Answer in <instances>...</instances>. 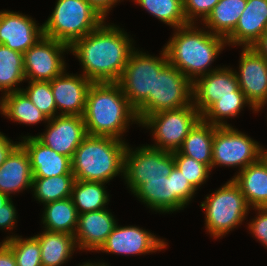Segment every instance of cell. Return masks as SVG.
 Segmentation results:
<instances>
[{
    "label": "cell",
    "mask_w": 267,
    "mask_h": 266,
    "mask_svg": "<svg viewBox=\"0 0 267 266\" xmlns=\"http://www.w3.org/2000/svg\"><path fill=\"white\" fill-rule=\"evenodd\" d=\"M192 103V82L176 67L167 64L155 75L154 93L136 109L140 123L164 110L180 109Z\"/></svg>",
    "instance_id": "cell-7"
},
{
    "label": "cell",
    "mask_w": 267,
    "mask_h": 266,
    "mask_svg": "<svg viewBox=\"0 0 267 266\" xmlns=\"http://www.w3.org/2000/svg\"><path fill=\"white\" fill-rule=\"evenodd\" d=\"M253 47L267 60V30Z\"/></svg>",
    "instance_id": "cell-45"
},
{
    "label": "cell",
    "mask_w": 267,
    "mask_h": 266,
    "mask_svg": "<svg viewBox=\"0 0 267 266\" xmlns=\"http://www.w3.org/2000/svg\"><path fill=\"white\" fill-rule=\"evenodd\" d=\"M258 215L248 224L251 234L267 248V207L253 208Z\"/></svg>",
    "instance_id": "cell-40"
},
{
    "label": "cell",
    "mask_w": 267,
    "mask_h": 266,
    "mask_svg": "<svg viewBox=\"0 0 267 266\" xmlns=\"http://www.w3.org/2000/svg\"><path fill=\"white\" fill-rule=\"evenodd\" d=\"M33 173L25 148L19 144L0 166V192L7 194L32 188Z\"/></svg>",
    "instance_id": "cell-22"
},
{
    "label": "cell",
    "mask_w": 267,
    "mask_h": 266,
    "mask_svg": "<svg viewBox=\"0 0 267 266\" xmlns=\"http://www.w3.org/2000/svg\"><path fill=\"white\" fill-rule=\"evenodd\" d=\"M127 146L124 156L125 182L133 193L146 179L168 177L175 162L173 153L156 149L148 144L132 150Z\"/></svg>",
    "instance_id": "cell-11"
},
{
    "label": "cell",
    "mask_w": 267,
    "mask_h": 266,
    "mask_svg": "<svg viewBox=\"0 0 267 266\" xmlns=\"http://www.w3.org/2000/svg\"><path fill=\"white\" fill-rule=\"evenodd\" d=\"M133 194L139 201L156 212L173 213L175 211L172 172L168 177L146 179Z\"/></svg>",
    "instance_id": "cell-24"
},
{
    "label": "cell",
    "mask_w": 267,
    "mask_h": 266,
    "mask_svg": "<svg viewBox=\"0 0 267 266\" xmlns=\"http://www.w3.org/2000/svg\"><path fill=\"white\" fill-rule=\"evenodd\" d=\"M45 133L35 136L41 143L72 159L88 135L83 116L57 115L47 121Z\"/></svg>",
    "instance_id": "cell-14"
},
{
    "label": "cell",
    "mask_w": 267,
    "mask_h": 266,
    "mask_svg": "<svg viewBox=\"0 0 267 266\" xmlns=\"http://www.w3.org/2000/svg\"><path fill=\"white\" fill-rule=\"evenodd\" d=\"M105 19L109 10L120 0H86Z\"/></svg>",
    "instance_id": "cell-43"
},
{
    "label": "cell",
    "mask_w": 267,
    "mask_h": 266,
    "mask_svg": "<svg viewBox=\"0 0 267 266\" xmlns=\"http://www.w3.org/2000/svg\"><path fill=\"white\" fill-rule=\"evenodd\" d=\"M44 36L43 26L19 12L0 11V44L25 53Z\"/></svg>",
    "instance_id": "cell-17"
},
{
    "label": "cell",
    "mask_w": 267,
    "mask_h": 266,
    "mask_svg": "<svg viewBox=\"0 0 267 266\" xmlns=\"http://www.w3.org/2000/svg\"><path fill=\"white\" fill-rule=\"evenodd\" d=\"M42 215L44 230L71 234L74 236L79 213L72 198L46 203Z\"/></svg>",
    "instance_id": "cell-27"
},
{
    "label": "cell",
    "mask_w": 267,
    "mask_h": 266,
    "mask_svg": "<svg viewBox=\"0 0 267 266\" xmlns=\"http://www.w3.org/2000/svg\"><path fill=\"white\" fill-rule=\"evenodd\" d=\"M20 144L29 155L33 177L73 175L71 158L59 154L34 136H23Z\"/></svg>",
    "instance_id": "cell-20"
},
{
    "label": "cell",
    "mask_w": 267,
    "mask_h": 266,
    "mask_svg": "<svg viewBox=\"0 0 267 266\" xmlns=\"http://www.w3.org/2000/svg\"><path fill=\"white\" fill-rule=\"evenodd\" d=\"M25 80L23 53L0 44V91L3 95L20 91L16 86Z\"/></svg>",
    "instance_id": "cell-31"
},
{
    "label": "cell",
    "mask_w": 267,
    "mask_h": 266,
    "mask_svg": "<svg viewBox=\"0 0 267 266\" xmlns=\"http://www.w3.org/2000/svg\"><path fill=\"white\" fill-rule=\"evenodd\" d=\"M22 91L48 119L59 115L50 81H29V86L25 89L22 88Z\"/></svg>",
    "instance_id": "cell-36"
},
{
    "label": "cell",
    "mask_w": 267,
    "mask_h": 266,
    "mask_svg": "<svg viewBox=\"0 0 267 266\" xmlns=\"http://www.w3.org/2000/svg\"><path fill=\"white\" fill-rule=\"evenodd\" d=\"M267 30V0H247L235 29L225 38L228 45L253 47Z\"/></svg>",
    "instance_id": "cell-21"
},
{
    "label": "cell",
    "mask_w": 267,
    "mask_h": 266,
    "mask_svg": "<svg viewBox=\"0 0 267 266\" xmlns=\"http://www.w3.org/2000/svg\"><path fill=\"white\" fill-rule=\"evenodd\" d=\"M172 185L175 192V211L183 210L197 191L175 166L172 170Z\"/></svg>",
    "instance_id": "cell-38"
},
{
    "label": "cell",
    "mask_w": 267,
    "mask_h": 266,
    "mask_svg": "<svg viewBox=\"0 0 267 266\" xmlns=\"http://www.w3.org/2000/svg\"><path fill=\"white\" fill-rule=\"evenodd\" d=\"M261 157L266 161V163H267V150H265V148L263 149V147H262V155H261Z\"/></svg>",
    "instance_id": "cell-48"
},
{
    "label": "cell",
    "mask_w": 267,
    "mask_h": 266,
    "mask_svg": "<svg viewBox=\"0 0 267 266\" xmlns=\"http://www.w3.org/2000/svg\"><path fill=\"white\" fill-rule=\"evenodd\" d=\"M247 0H219L203 21L209 32L226 38L236 27Z\"/></svg>",
    "instance_id": "cell-28"
},
{
    "label": "cell",
    "mask_w": 267,
    "mask_h": 266,
    "mask_svg": "<svg viewBox=\"0 0 267 266\" xmlns=\"http://www.w3.org/2000/svg\"><path fill=\"white\" fill-rule=\"evenodd\" d=\"M200 205L205 211V228L214 238H221L242 224L251 209L232 178L206 196Z\"/></svg>",
    "instance_id": "cell-6"
},
{
    "label": "cell",
    "mask_w": 267,
    "mask_h": 266,
    "mask_svg": "<svg viewBox=\"0 0 267 266\" xmlns=\"http://www.w3.org/2000/svg\"><path fill=\"white\" fill-rule=\"evenodd\" d=\"M132 40L123 29L104 21L69 48L92 83L118 82L135 49Z\"/></svg>",
    "instance_id": "cell-1"
},
{
    "label": "cell",
    "mask_w": 267,
    "mask_h": 266,
    "mask_svg": "<svg viewBox=\"0 0 267 266\" xmlns=\"http://www.w3.org/2000/svg\"><path fill=\"white\" fill-rule=\"evenodd\" d=\"M168 243L149 231L135 226H115L112 233L98 251L123 254L142 255L166 248Z\"/></svg>",
    "instance_id": "cell-16"
},
{
    "label": "cell",
    "mask_w": 267,
    "mask_h": 266,
    "mask_svg": "<svg viewBox=\"0 0 267 266\" xmlns=\"http://www.w3.org/2000/svg\"><path fill=\"white\" fill-rule=\"evenodd\" d=\"M151 15L174 29L188 25L183 0H133Z\"/></svg>",
    "instance_id": "cell-33"
},
{
    "label": "cell",
    "mask_w": 267,
    "mask_h": 266,
    "mask_svg": "<svg viewBox=\"0 0 267 266\" xmlns=\"http://www.w3.org/2000/svg\"><path fill=\"white\" fill-rule=\"evenodd\" d=\"M11 197L12 195L8 196L7 194L0 192V209L11 200Z\"/></svg>",
    "instance_id": "cell-46"
},
{
    "label": "cell",
    "mask_w": 267,
    "mask_h": 266,
    "mask_svg": "<svg viewBox=\"0 0 267 266\" xmlns=\"http://www.w3.org/2000/svg\"><path fill=\"white\" fill-rule=\"evenodd\" d=\"M219 0H183L184 14L189 24H195L198 18L204 21Z\"/></svg>",
    "instance_id": "cell-39"
},
{
    "label": "cell",
    "mask_w": 267,
    "mask_h": 266,
    "mask_svg": "<svg viewBox=\"0 0 267 266\" xmlns=\"http://www.w3.org/2000/svg\"><path fill=\"white\" fill-rule=\"evenodd\" d=\"M232 179L240 187L249 207H267V163L262 157L237 172Z\"/></svg>",
    "instance_id": "cell-23"
},
{
    "label": "cell",
    "mask_w": 267,
    "mask_h": 266,
    "mask_svg": "<svg viewBox=\"0 0 267 266\" xmlns=\"http://www.w3.org/2000/svg\"><path fill=\"white\" fill-rule=\"evenodd\" d=\"M0 266H17L12 250L3 241L0 243Z\"/></svg>",
    "instance_id": "cell-44"
},
{
    "label": "cell",
    "mask_w": 267,
    "mask_h": 266,
    "mask_svg": "<svg viewBox=\"0 0 267 266\" xmlns=\"http://www.w3.org/2000/svg\"><path fill=\"white\" fill-rule=\"evenodd\" d=\"M80 266H109V265H107V263H104V262H102V263H90V261L89 262H85V263H83V265H80Z\"/></svg>",
    "instance_id": "cell-47"
},
{
    "label": "cell",
    "mask_w": 267,
    "mask_h": 266,
    "mask_svg": "<svg viewBox=\"0 0 267 266\" xmlns=\"http://www.w3.org/2000/svg\"><path fill=\"white\" fill-rule=\"evenodd\" d=\"M92 82L84 75L64 71L50 81V87L59 115L83 116L87 92Z\"/></svg>",
    "instance_id": "cell-18"
},
{
    "label": "cell",
    "mask_w": 267,
    "mask_h": 266,
    "mask_svg": "<svg viewBox=\"0 0 267 266\" xmlns=\"http://www.w3.org/2000/svg\"><path fill=\"white\" fill-rule=\"evenodd\" d=\"M245 105H249L255 113L257 112L251 104L245 98L243 91L238 88L235 91V96H226L220 98L216 101L203 115L202 119L211 123L212 125L221 127V126H230L225 122V118L235 117L240 111L245 107ZM224 119V120H223Z\"/></svg>",
    "instance_id": "cell-34"
},
{
    "label": "cell",
    "mask_w": 267,
    "mask_h": 266,
    "mask_svg": "<svg viewBox=\"0 0 267 266\" xmlns=\"http://www.w3.org/2000/svg\"><path fill=\"white\" fill-rule=\"evenodd\" d=\"M3 242L12 250L17 266H42L41 248L35 236L24 239L10 235Z\"/></svg>",
    "instance_id": "cell-35"
},
{
    "label": "cell",
    "mask_w": 267,
    "mask_h": 266,
    "mask_svg": "<svg viewBox=\"0 0 267 266\" xmlns=\"http://www.w3.org/2000/svg\"><path fill=\"white\" fill-rule=\"evenodd\" d=\"M68 45L43 36L23 54L26 81H52L66 70L62 55Z\"/></svg>",
    "instance_id": "cell-12"
},
{
    "label": "cell",
    "mask_w": 267,
    "mask_h": 266,
    "mask_svg": "<svg viewBox=\"0 0 267 266\" xmlns=\"http://www.w3.org/2000/svg\"><path fill=\"white\" fill-rule=\"evenodd\" d=\"M214 132L215 125L201 118L190 130L178 151L211 168Z\"/></svg>",
    "instance_id": "cell-26"
},
{
    "label": "cell",
    "mask_w": 267,
    "mask_h": 266,
    "mask_svg": "<svg viewBox=\"0 0 267 266\" xmlns=\"http://www.w3.org/2000/svg\"><path fill=\"white\" fill-rule=\"evenodd\" d=\"M201 118L198 109L191 103L180 109L148 115L140 125L153 131L156 144L149 146L173 153L179 150L190 130Z\"/></svg>",
    "instance_id": "cell-8"
},
{
    "label": "cell",
    "mask_w": 267,
    "mask_h": 266,
    "mask_svg": "<svg viewBox=\"0 0 267 266\" xmlns=\"http://www.w3.org/2000/svg\"><path fill=\"white\" fill-rule=\"evenodd\" d=\"M75 181L74 175H61L53 177H33V196L36 201L43 204L70 198Z\"/></svg>",
    "instance_id": "cell-32"
},
{
    "label": "cell",
    "mask_w": 267,
    "mask_h": 266,
    "mask_svg": "<svg viewBox=\"0 0 267 266\" xmlns=\"http://www.w3.org/2000/svg\"><path fill=\"white\" fill-rule=\"evenodd\" d=\"M14 143L0 132V166L6 161L10 153L20 144V142Z\"/></svg>",
    "instance_id": "cell-42"
},
{
    "label": "cell",
    "mask_w": 267,
    "mask_h": 266,
    "mask_svg": "<svg viewBox=\"0 0 267 266\" xmlns=\"http://www.w3.org/2000/svg\"><path fill=\"white\" fill-rule=\"evenodd\" d=\"M17 211L12 199L0 209V228L13 230L16 224Z\"/></svg>",
    "instance_id": "cell-41"
},
{
    "label": "cell",
    "mask_w": 267,
    "mask_h": 266,
    "mask_svg": "<svg viewBox=\"0 0 267 266\" xmlns=\"http://www.w3.org/2000/svg\"><path fill=\"white\" fill-rule=\"evenodd\" d=\"M238 88L235 71L228 67H220L192 82V104L202 116L220 98L235 96Z\"/></svg>",
    "instance_id": "cell-15"
},
{
    "label": "cell",
    "mask_w": 267,
    "mask_h": 266,
    "mask_svg": "<svg viewBox=\"0 0 267 266\" xmlns=\"http://www.w3.org/2000/svg\"><path fill=\"white\" fill-rule=\"evenodd\" d=\"M1 98V114L14 122L32 125L49 120L22 90L6 93Z\"/></svg>",
    "instance_id": "cell-29"
},
{
    "label": "cell",
    "mask_w": 267,
    "mask_h": 266,
    "mask_svg": "<svg viewBox=\"0 0 267 266\" xmlns=\"http://www.w3.org/2000/svg\"><path fill=\"white\" fill-rule=\"evenodd\" d=\"M173 35L164 46L168 63L179 69L191 82L220 69H211L210 65L227 45L224 37L204 28L199 29L195 24L178 27Z\"/></svg>",
    "instance_id": "cell-3"
},
{
    "label": "cell",
    "mask_w": 267,
    "mask_h": 266,
    "mask_svg": "<svg viewBox=\"0 0 267 266\" xmlns=\"http://www.w3.org/2000/svg\"><path fill=\"white\" fill-rule=\"evenodd\" d=\"M105 189L103 182L75 180L71 198L78 213L105 209L110 201Z\"/></svg>",
    "instance_id": "cell-30"
},
{
    "label": "cell",
    "mask_w": 267,
    "mask_h": 266,
    "mask_svg": "<svg viewBox=\"0 0 267 266\" xmlns=\"http://www.w3.org/2000/svg\"><path fill=\"white\" fill-rule=\"evenodd\" d=\"M262 155V146L230 126H215L211 170L216 165L239 167V172Z\"/></svg>",
    "instance_id": "cell-10"
},
{
    "label": "cell",
    "mask_w": 267,
    "mask_h": 266,
    "mask_svg": "<svg viewBox=\"0 0 267 266\" xmlns=\"http://www.w3.org/2000/svg\"><path fill=\"white\" fill-rule=\"evenodd\" d=\"M173 159L175 166L196 190L209 178L211 168L208 165L187 157L179 151L173 152Z\"/></svg>",
    "instance_id": "cell-37"
},
{
    "label": "cell",
    "mask_w": 267,
    "mask_h": 266,
    "mask_svg": "<svg viewBox=\"0 0 267 266\" xmlns=\"http://www.w3.org/2000/svg\"><path fill=\"white\" fill-rule=\"evenodd\" d=\"M34 236L41 248L42 266H61L77 248L75 237L71 234L44 230Z\"/></svg>",
    "instance_id": "cell-25"
},
{
    "label": "cell",
    "mask_w": 267,
    "mask_h": 266,
    "mask_svg": "<svg viewBox=\"0 0 267 266\" xmlns=\"http://www.w3.org/2000/svg\"><path fill=\"white\" fill-rule=\"evenodd\" d=\"M116 220L106 208L79 214L74 233L79 250L98 251L112 233Z\"/></svg>",
    "instance_id": "cell-19"
},
{
    "label": "cell",
    "mask_w": 267,
    "mask_h": 266,
    "mask_svg": "<svg viewBox=\"0 0 267 266\" xmlns=\"http://www.w3.org/2000/svg\"><path fill=\"white\" fill-rule=\"evenodd\" d=\"M128 143L107 136L87 135L71 159L75 180L108 183L121 173Z\"/></svg>",
    "instance_id": "cell-4"
},
{
    "label": "cell",
    "mask_w": 267,
    "mask_h": 266,
    "mask_svg": "<svg viewBox=\"0 0 267 266\" xmlns=\"http://www.w3.org/2000/svg\"><path fill=\"white\" fill-rule=\"evenodd\" d=\"M104 20L86 0H57L52 14L42 26L45 37L70 47L99 27Z\"/></svg>",
    "instance_id": "cell-5"
},
{
    "label": "cell",
    "mask_w": 267,
    "mask_h": 266,
    "mask_svg": "<svg viewBox=\"0 0 267 266\" xmlns=\"http://www.w3.org/2000/svg\"><path fill=\"white\" fill-rule=\"evenodd\" d=\"M238 69L239 88L258 112L267 104V60L254 47H243Z\"/></svg>",
    "instance_id": "cell-13"
},
{
    "label": "cell",
    "mask_w": 267,
    "mask_h": 266,
    "mask_svg": "<svg viewBox=\"0 0 267 266\" xmlns=\"http://www.w3.org/2000/svg\"><path fill=\"white\" fill-rule=\"evenodd\" d=\"M88 135L119 140L130 122L139 123L136 109L130 104L117 82L92 83L83 115Z\"/></svg>",
    "instance_id": "cell-2"
},
{
    "label": "cell",
    "mask_w": 267,
    "mask_h": 266,
    "mask_svg": "<svg viewBox=\"0 0 267 266\" xmlns=\"http://www.w3.org/2000/svg\"><path fill=\"white\" fill-rule=\"evenodd\" d=\"M162 49L160 57L134 49L117 82L135 109L149 97L150 93H154L155 75L168 64L166 52L164 48Z\"/></svg>",
    "instance_id": "cell-9"
}]
</instances>
